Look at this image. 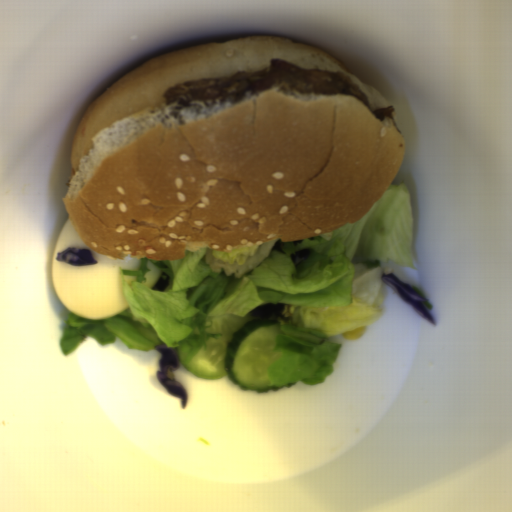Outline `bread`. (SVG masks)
<instances>
[{
    "label": "bread",
    "instance_id": "obj_1",
    "mask_svg": "<svg viewBox=\"0 0 512 512\" xmlns=\"http://www.w3.org/2000/svg\"><path fill=\"white\" fill-rule=\"evenodd\" d=\"M272 58L346 73L370 107L284 87L202 110L164 102L169 87L262 70ZM386 107L316 47L275 35L183 47L138 64L86 108L62 202L105 258L175 260L326 235L362 220L400 171V126L374 117Z\"/></svg>",
    "mask_w": 512,
    "mask_h": 512
}]
</instances>
